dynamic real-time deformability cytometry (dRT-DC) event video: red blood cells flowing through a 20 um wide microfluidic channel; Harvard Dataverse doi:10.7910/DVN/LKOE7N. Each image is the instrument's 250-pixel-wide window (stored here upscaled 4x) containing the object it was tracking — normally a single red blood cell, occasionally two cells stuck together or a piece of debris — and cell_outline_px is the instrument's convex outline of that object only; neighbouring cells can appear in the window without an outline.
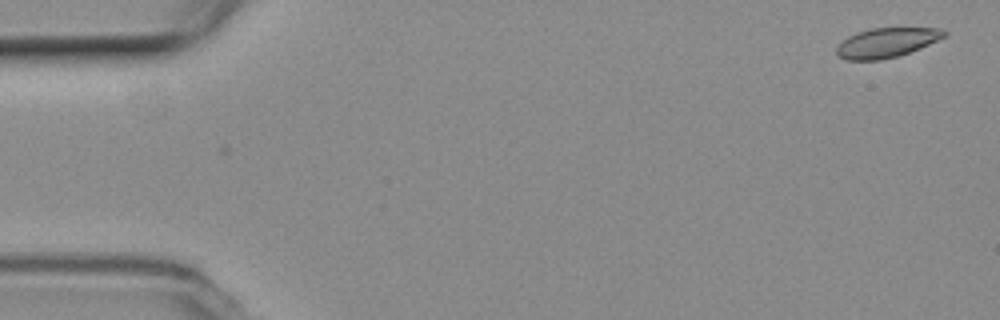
{"species": "common noctule bat (a hibernating species)", "species_latin": "Nyctalus noctula", "temperature_condition": "room temperature", "stored_images_in_passage": 50, "camera_frame_rate_fps": 3000, "um_per_image_px": 0.085, "animal": {"sex": "female", "body_mass_g": 19.3, "forearm_length_mm": 54.1}, "frame": {"image": 1, "passage_image": 1, "time_ms": 0.0, "image_size_px": [1000, 320], "cell_outline_px": [[948, 32], [944, 36], [920, 48], [896, 56], [880, 60], [848, 60], [840, 56], [836, 52], [836, 48], [848, 36], [856, 32], [872, 28], [936, 28]], "centroid_in_image_um": [75.33, 3.62], "position_along_channel_um": 9.7, "area_um2": 18.15}}
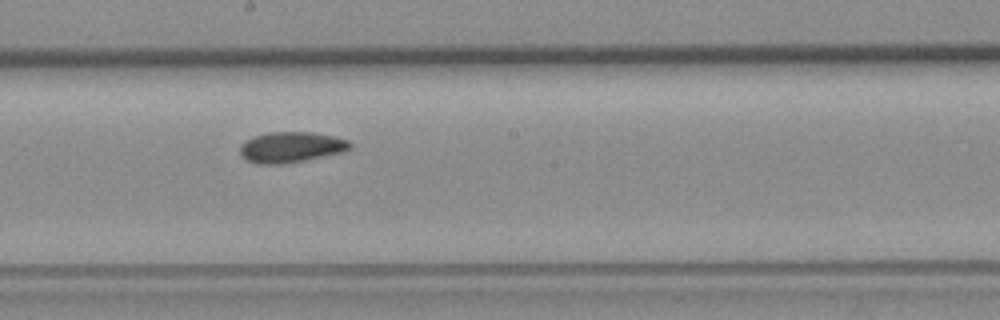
{"frame": {"image": 2, "passage_image": 29, "time_ms": 9.333, "image_size_px": [1000, 320], "cell_outline_px": [[352, 148], [344, 152], [304, 160], [280, 164], [256, 164], [240, 156], [240, 144], [256, 136], [268, 132], [312, 132], [332, 136], [348, 140], [352, 144]], "centroid_in_image_um": [24.75, 12.51], "position_along_channel_um": 223.5, "area_um2": 19.59}}
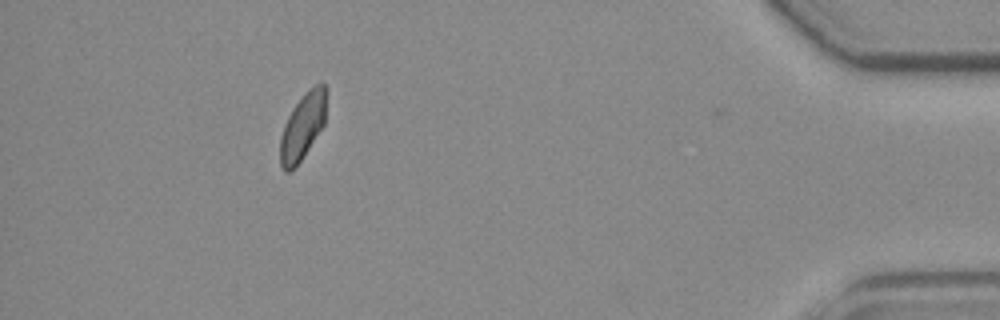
{"frame": {"image": 3, "passage_image": 49, "time_ms": 16.0, "image_size_px": [1000, 320], "cell_outline_px": [[324, 124], [300, 160], [288, 172], [284, 172], [280, 164], [280, 136], [284, 124], [292, 108], [304, 92], [308, 88], [316, 84], [324, 84]], "centroid_in_image_um": [25.67, 10.75], "position_along_channel_um": 409.5, "area_um2": 17.28}}